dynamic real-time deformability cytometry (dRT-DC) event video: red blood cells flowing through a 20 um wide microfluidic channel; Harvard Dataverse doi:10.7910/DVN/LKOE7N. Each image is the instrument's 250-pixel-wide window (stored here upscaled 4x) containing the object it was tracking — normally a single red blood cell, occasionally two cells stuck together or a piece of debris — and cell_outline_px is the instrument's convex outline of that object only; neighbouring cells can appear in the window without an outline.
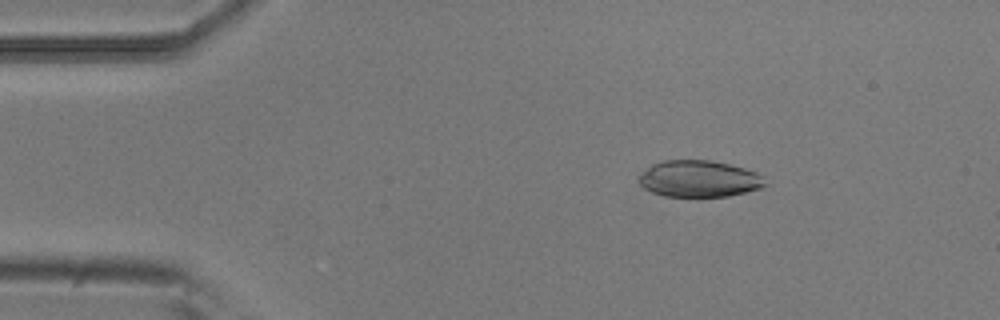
{"species": "common noctule bat (a hibernating species)", "species_latin": "Nyctalus noctula", "temperature_condition": "room temperature", "stored_images_in_passage": 5, "camera_frame_rate_fps": 3000, "um_per_image_px": 0.085, "animal": {"sex": "male", "body_mass_g": 20.5, "forearm_length_mm": 52.5}, "frame": {"image": 1, "passage_image": 3, "time_ms": 0.667, "image_size_px": [1000, 320], "cell_outline_px": [[768, 184], [764, 188], [728, 196], [664, 196], [652, 192], [644, 188], [636, 180], [652, 164], [664, 160], [712, 160], [744, 168], [756, 172], [764, 176]], "centroid_in_image_um": [59.47, 15.2], "position_along_channel_um": 25.5, "area_um2": 27.05}}
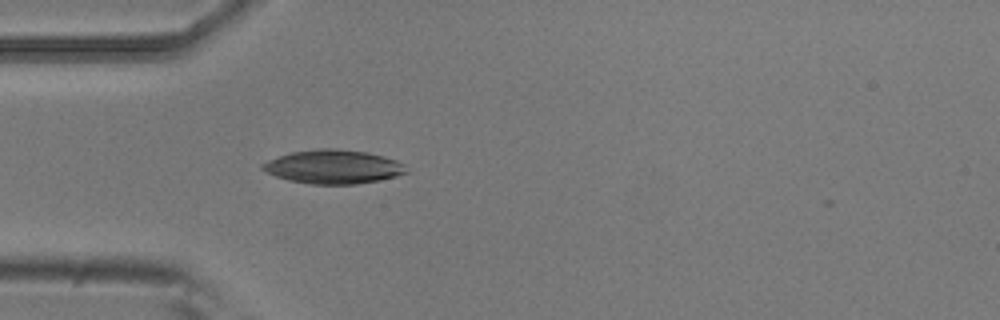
{"frame": {"image": 2, "passage_image": 5, "time_ms": 1.333, "image_size_px": [1000, 320], "cell_outline_px": [[408, 172], [396, 176], [380, 180], [356, 184], [308, 184], [288, 180], [276, 176], [260, 168], [260, 164], [268, 160], [292, 152], [316, 148], [336, 148], [368, 152], [384, 156], [396, 160], [404, 164]], "centroid_in_image_um": [28.34, 14.17], "position_along_channel_um": 56.7, "area_um2": 28.44}}